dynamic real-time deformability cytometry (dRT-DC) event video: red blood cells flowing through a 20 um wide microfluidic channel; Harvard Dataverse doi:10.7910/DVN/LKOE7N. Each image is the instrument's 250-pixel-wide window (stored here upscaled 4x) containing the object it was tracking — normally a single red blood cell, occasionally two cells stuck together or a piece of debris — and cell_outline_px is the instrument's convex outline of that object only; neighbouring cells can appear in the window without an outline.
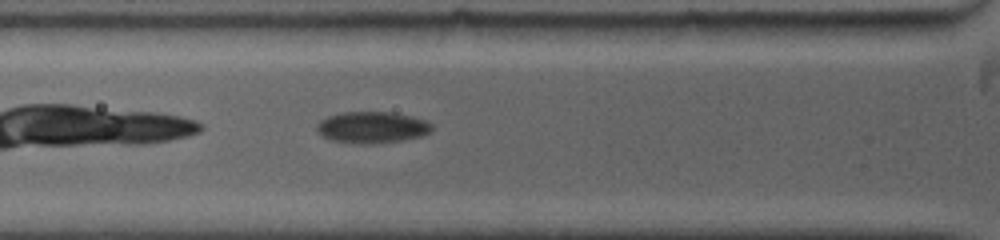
{"species": "common noctule bat (a hibernating species)", "species_latin": "Nyctalus noctula", "temperature_condition": "warm", "stored_images_in_passage": 45, "camera_frame_rate_fps": 5000, "um_per_image_px": 0.085, "animal": {"sex": "female", "body_mass_g": 19.0, "forearm_length_mm": 53.3}, "frame": {"image": 1, "passage_image": 10, "time_ms": 1.8, "image_size_px": [1000, 240], "cell_outline_px": [[432, 128], [428, 132], [420, 136], [400, 140], [364, 144], [332, 140], [324, 136], [316, 128], [320, 120], [328, 116], [344, 112], [392, 112], [412, 116], [424, 120], [432, 124]], "centroid_in_image_um": [31.62, 10.8], "position_along_channel_um": 94.2, "area_um2": 20.63}}
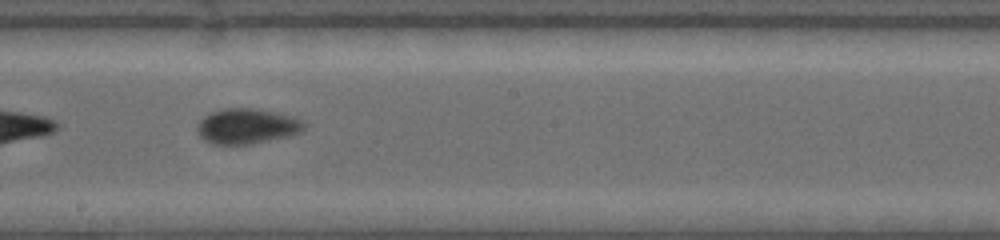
{"frame": {"image": 2, "passage_image": 26, "time_ms": 5.2, "image_size_px": [1000, 240], "cell_outline_px": [[308, 124], [300, 132], [292, 136], [252, 144], [212, 144], [204, 140], [196, 132], [196, 124], [204, 116], [212, 112], [224, 108], [252, 108], [276, 112], [296, 116]], "centroid_in_image_um": [21.02, 10.73], "position_along_channel_um": 227.2, "area_um2": 22.43}}
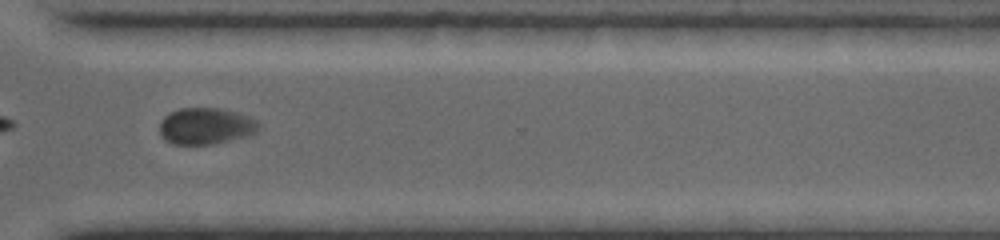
{"frame": {"image": 3, "passage_image": 40, "time_ms": 8.4, "image_size_px": [1000, 240], "cell_outline_px": [[260, 128], [256, 132], [248, 136], [212, 144], [172, 144], [164, 140], [160, 136], [160, 120], [168, 112], [180, 108], [220, 108], [236, 112], [248, 116], [256, 120], [260, 124]], "centroid_in_image_um": [17.47, 10.71], "position_along_channel_um": 353.1, "area_um2": 21.33}}